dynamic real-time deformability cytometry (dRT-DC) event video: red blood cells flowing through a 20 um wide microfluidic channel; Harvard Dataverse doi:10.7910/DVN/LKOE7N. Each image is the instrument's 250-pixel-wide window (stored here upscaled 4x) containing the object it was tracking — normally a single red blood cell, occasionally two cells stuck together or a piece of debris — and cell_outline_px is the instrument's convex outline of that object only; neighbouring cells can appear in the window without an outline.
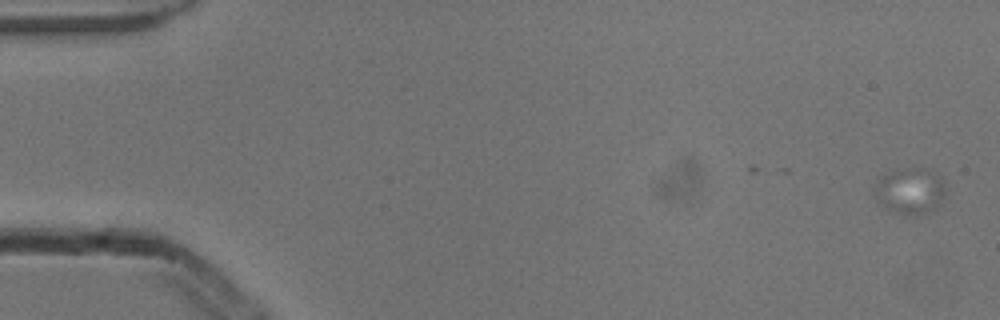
{"species": "common noctule bat (a hibernating species)", "species_latin": "Nyctalus noctula", "temperature_condition": "cold", "stored_images_in_passage": 5, "camera_frame_rate_fps": 3000, "um_per_image_px": 0.085, "animal": {"sex": "male", "body_mass_g": 13.3}, "frame": {"image": 1, "passage_image": 1, "time_ms": 0.0, "image_size_px": [1000, 320], "cell_outline_px": [[944, 196], [940, 204], [916, 216], [904, 216], [884, 208], [876, 200], [872, 188], [880, 176], [904, 168], [924, 168], [944, 180]], "centroid_in_image_um": [77.29, 16.25], "position_along_channel_um": 7.7, "area_um2": 19.19}}